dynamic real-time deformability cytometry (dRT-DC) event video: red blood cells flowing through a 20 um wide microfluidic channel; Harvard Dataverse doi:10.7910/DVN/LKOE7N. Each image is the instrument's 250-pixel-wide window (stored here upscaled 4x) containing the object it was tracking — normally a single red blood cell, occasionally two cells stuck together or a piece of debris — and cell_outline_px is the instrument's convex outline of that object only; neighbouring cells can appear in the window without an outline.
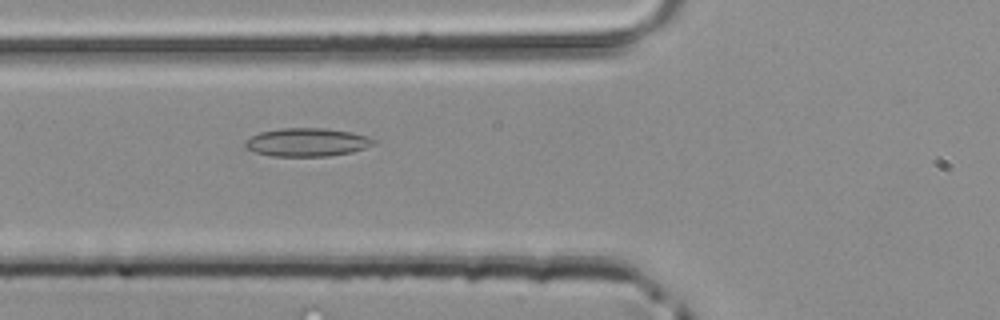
{"species": "common noctule bat (a hibernating species)", "species_latin": "Nyctalus noctula", "temperature_condition": "room temperature", "stored_images_in_passage": 29, "camera_frame_rate_fps": 3000, "um_per_image_px": 0.085, "animal": {"sex": "male", "body_mass_g": 20.4}, "frame": {"image": 1, "passage_image": 3, "time_ms": 0.667, "image_size_px": [1000, 320], "cell_outline_px": [[376, 144], [352, 152], [328, 156], [272, 156], [256, 152], [248, 148], [244, 144], [244, 140], [260, 132], [280, 128], [324, 128], [352, 132], [376, 140]], "centroid_in_image_um": [26.1, 12.09], "position_along_channel_um": 99.7, "area_um2": 21.1}}
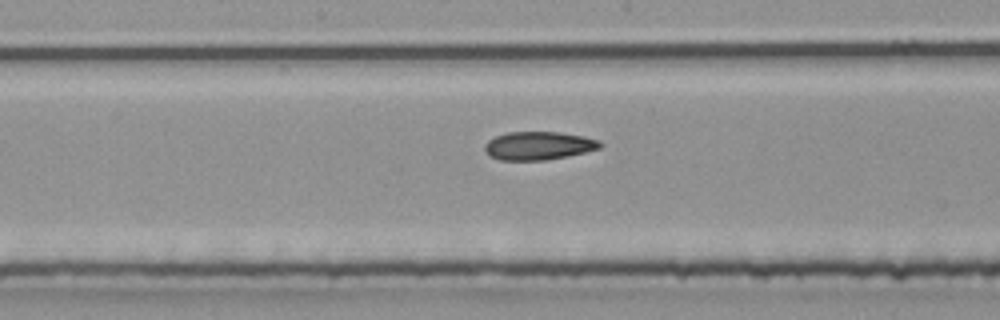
{"frame": {"image": 2, "passage_image": 10, "time_ms": 3.0, "image_size_px": [1000, 320], "cell_outline_px": [[600, 148], [568, 156], [544, 160], [500, 160], [488, 156], [484, 152], [484, 144], [488, 140], [496, 136], [508, 132], [560, 132], [584, 136], [600, 140]], "centroid_in_image_um": [45.73, 12.38], "position_along_channel_um": 202.5, "area_um2": 19.07}}
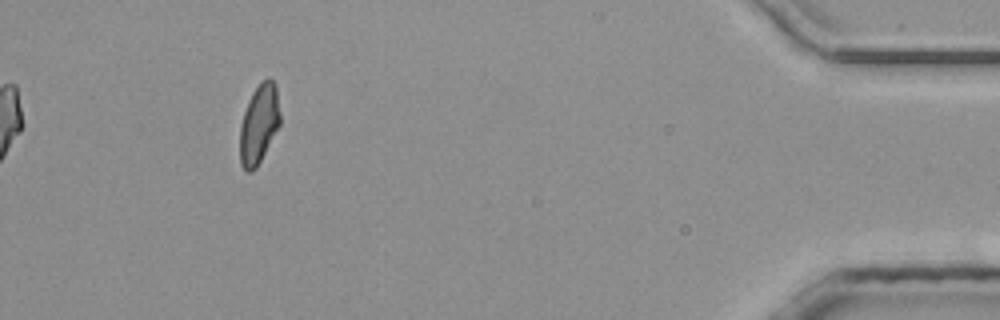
{"frame": {"image": 3, "passage_image": 29, "time_ms": 9.333, "image_size_px": [1000, 320], "cell_outline_px": [[280, 124], [256, 168], [248, 172], [244, 172], [240, 164], [240, 124], [248, 100], [252, 92], [260, 80], [268, 76], [276, 84], [280, 112]], "centroid_in_image_um": [22.01, 10.5], "position_along_channel_um": 413.2, "area_um2": 18.79}}